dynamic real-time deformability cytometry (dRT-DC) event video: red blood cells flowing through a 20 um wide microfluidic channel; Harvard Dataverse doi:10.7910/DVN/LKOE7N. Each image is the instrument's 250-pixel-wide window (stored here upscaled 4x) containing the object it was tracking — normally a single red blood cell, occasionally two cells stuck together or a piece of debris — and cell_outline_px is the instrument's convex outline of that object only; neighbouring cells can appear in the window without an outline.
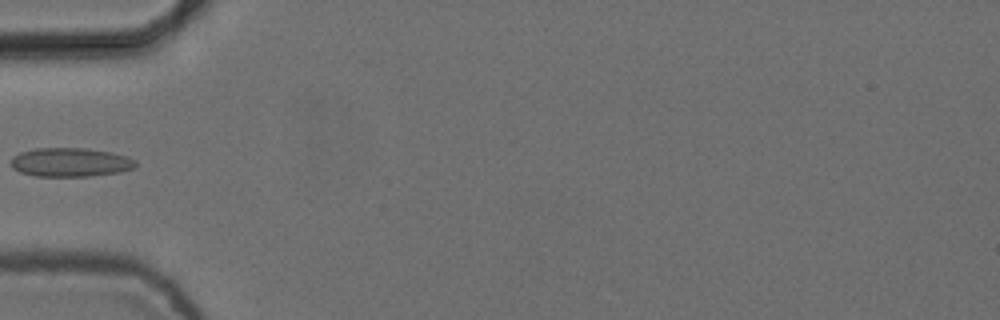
{"species": "common noctule bat (a hibernating species)", "species_latin": "Nyctalus noctula", "temperature_condition": "cold", "stored_images_in_passage": 5, "camera_frame_rate_fps": 3000, "um_per_image_px": 0.085, "animal": {"sex": "female", "body_mass_g": 24.6, "forearm_length_mm": 56.2}, "frame": {"image": 1, "passage_image": 4, "time_ms": 1.0, "image_size_px": [1000, 320], "cell_outline_px": [[136, 168], [120, 172], [88, 176], [36, 176], [20, 172], [12, 168], [12, 156], [20, 152], [36, 148], [84, 148], [112, 152], [128, 156], [136, 160]], "centroid_in_image_um": [6.01, 13.79], "position_along_channel_um": 79.0, "area_um2": 21.1}}
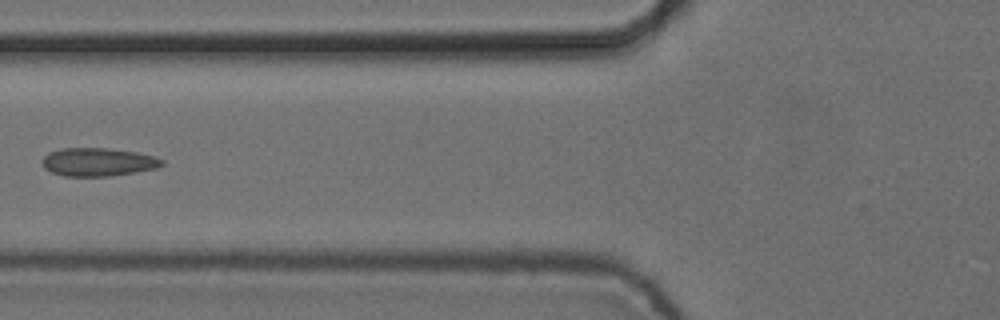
{"frame": {"image": 2, "passage_image": 5, "time_ms": 1.333, "image_size_px": [1000, 320], "cell_outline_px": [[164, 164], [156, 168], [108, 176], [64, 176], [52, 172], [44, 168], [40, 160], [48, 152], [64, 148], [108, 148], [136, 152], [152, 156], [164, 160]], "centroid_in_image_um": [8.28, 13.76], "position_along_channel_um": 117.5, "area_um2": 19.59}}